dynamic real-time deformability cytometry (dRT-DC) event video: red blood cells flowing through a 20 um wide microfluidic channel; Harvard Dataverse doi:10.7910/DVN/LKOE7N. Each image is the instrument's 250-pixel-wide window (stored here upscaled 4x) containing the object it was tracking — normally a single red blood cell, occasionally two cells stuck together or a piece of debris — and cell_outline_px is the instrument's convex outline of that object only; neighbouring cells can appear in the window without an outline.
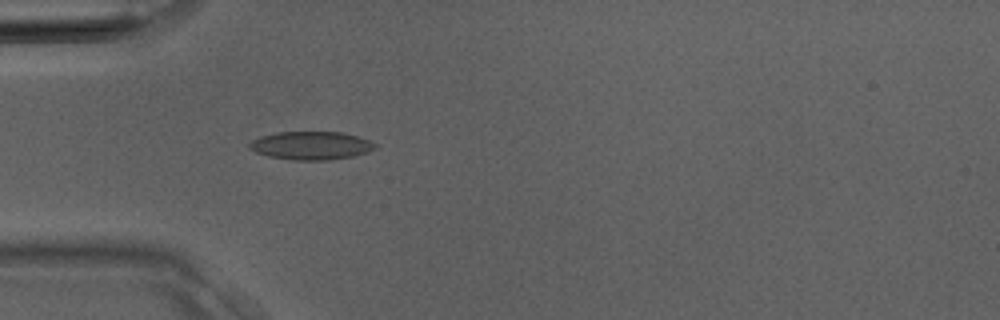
{"species": "Egyptian fruit bat (a non-hibernating species)", "species_latin": "Rousettus aegyptiacus", "temperature_condition": "room temperature", "stored_images_in_passage": 36, "camera_frame_rate_fps": 3000, "um_per_image_px": 0.085, "animal": {"sex": "male"}, "frame": {"image": 1, "passage_image": 11, "time_ms": 3.333, "image_size_px": [1000, 320], "cell_outline_px": [[376, 148], [368, 152], [356, 156], [332, 160], [292, 160], [268, 156], [256, 152], [248, 148], [248, 144], [252, 140], [260, 136], [276, 132], [344, 132], [368, 140], [376, 144]], "centroid_in_image_um": [26.44, 12.38], "position_along_channel_um": 58.6, "area_um2": 20.87}}
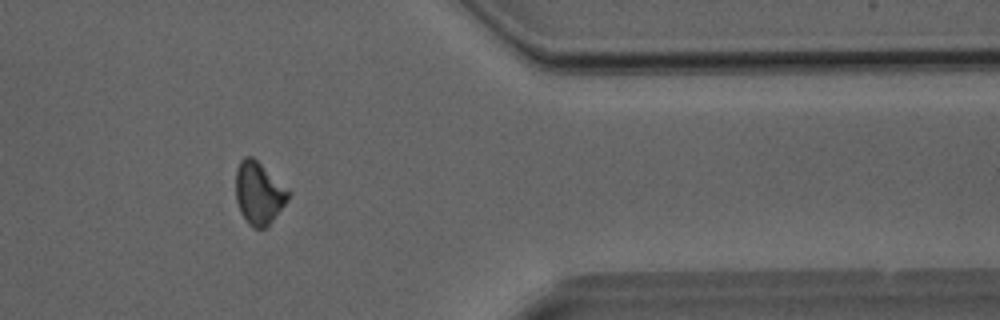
{"frame": {"image": 2, "passage_image": 30, "time_ms": 9.667, "image_size_px": [1000, 320], "cell_outline_px": [[288, 200], [272, 220], [264, 228], [252, 228], [248, 224], [240, 212], [236, 200], [236, 168], [240, 160], [244, 156], [252, 156], [288, 192]], "centroid_in_image_um": [21.93, 16.43], "position_along_channel_um": 389.5, "area_um2": 18.5}}
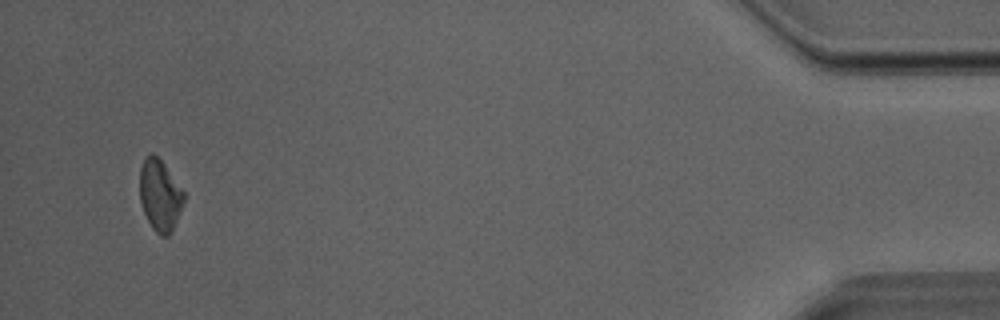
{"frame": {"image": 3, "passage_image": 35, "time_ms": 11.333, "image_size_px": [1000, 320], "cell_outline_px": [[184, 200], [172, 232], [168, 236], [160, 236], [152, 228], [144, 212], [140, 200], [140, 168], [144, 156], [152, 152], [164, 164], [184, 192]], "centroid_in_image_um": [13.58, 16.59], "position_along_channel_um": 421.6, "area_um2": 18.21}}